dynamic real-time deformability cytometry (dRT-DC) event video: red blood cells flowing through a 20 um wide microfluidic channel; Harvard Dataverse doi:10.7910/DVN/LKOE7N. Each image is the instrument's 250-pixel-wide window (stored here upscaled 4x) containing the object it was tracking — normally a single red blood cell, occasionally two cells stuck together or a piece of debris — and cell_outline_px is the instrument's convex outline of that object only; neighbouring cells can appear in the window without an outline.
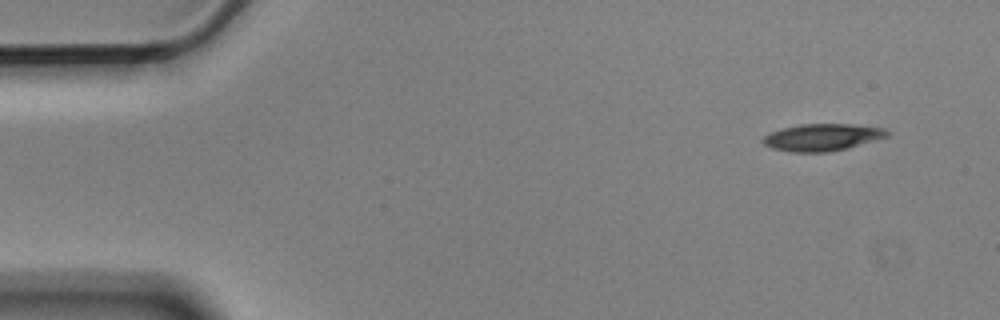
{"species": "Egyptian fruit bat (a non-hibernating species)", "species_latin": "Rousettus aegyptiacus", "temperature_condition": "cold", "stored_images_in_passage": 5, "camera_frame_rate_fps": 3000, "um_per_image_px": 0.085, "animal": {"sex": "male"}, "frame": {"image": 1, "passage_image": 1, "time_ms": 0.0, "image_size_px": [1000, 320], "cell_outline_px": [[892, 132], [888, 136], [844, 148], [828, 152], [792, 152], [772, 148], [764, 144], [760, 140], [764, 136], [772, 132], [784, 128], [800, 124], [852, 124], [888, 128]], "centroid_in_image_um": [69.91, 11.65], "position_along_channel_um": 15.1, "area_um2": 19.42}}
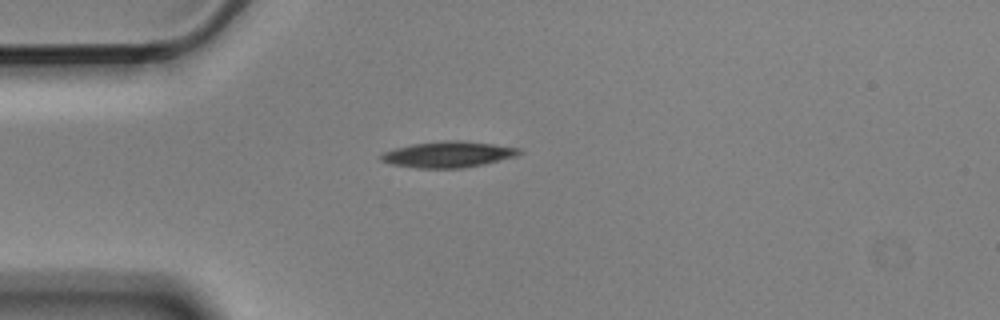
{"frame": {"image": 2, "passage_image": 3, "time_ms": 0.667, "image_size_px": [1000, 320], "cell_outline_px": [[524, 152], [516, 156], [484, 164], [464, 168], [416, 168], [388, 164], [380, 160], [380, 156], [384, 152], [396, 148], [412, 144], [444, 140], [460, 140], [492, 144], [520, 148]], "centroid_in_image_um": [38.09, 13.13], "position_along_channel_um": 46.9, "area_um2": 21.04}}
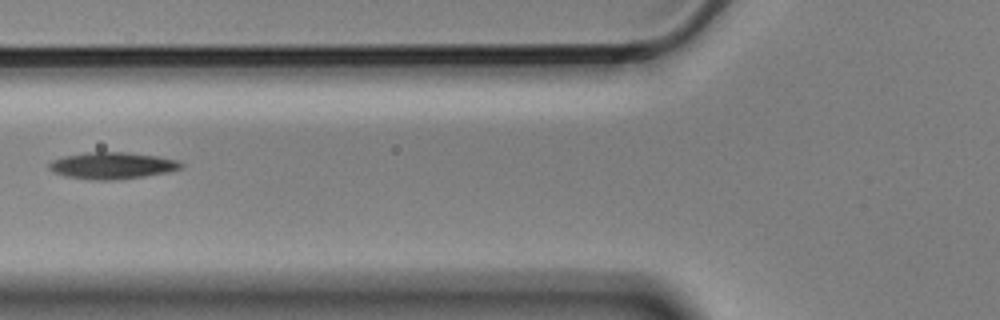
{"frame": {"image": 3, "passage_image": 5, "time_ms": 1.333, "image_size_px": [1000, 320], "cell_outline_px": [[184, 168], [168, 172], [144, 176], [108, 180], [96, 180], [64, 176], [52, 172], [48, 168], [48, 164], [52, 160], [64, 156], [88, 152], [128, 152], [156, 156], [176, 160], [184, 164]], "centroid_in_image_um": [9.52, 14.07], "position_along_channel_um": 116.3, "area_um2": 20.52}}